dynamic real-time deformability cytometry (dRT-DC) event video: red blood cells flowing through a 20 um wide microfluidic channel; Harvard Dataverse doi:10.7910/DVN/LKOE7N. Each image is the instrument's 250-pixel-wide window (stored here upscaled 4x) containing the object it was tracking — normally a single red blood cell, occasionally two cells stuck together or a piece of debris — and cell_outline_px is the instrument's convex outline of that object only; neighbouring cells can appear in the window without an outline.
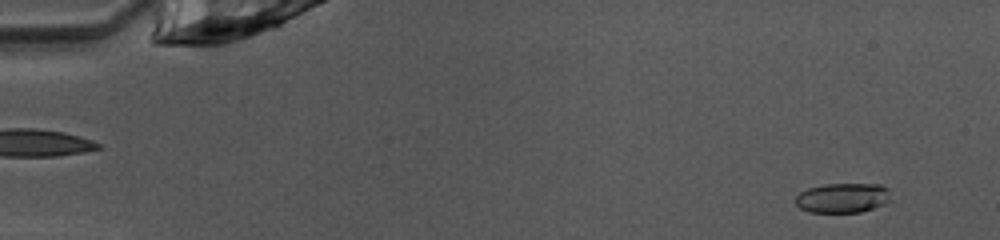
{"species": "common noctule bat (a hibernating species)", "species_latin": "Nyctalus noctula", "temperature_condition": "warm", "stored_images_in_passage": 8, "camera_frame_rate_fps": 3000, "um_per_image_px": 0.085, "animal": {"sex": "female", "body_mass_g": 10.0, "forearm_length_mm": 53.1}, "frame": {"image": 1, "passage_image": 4, "time_ms": 1.0, "image_size_px": [1000, 240], "cell_outline_px": [[892, 200], [884, 204], [860, 212], [808, 212], [800, 208], [796, 204], [796, 196], [800, 192], [808, 188], [824, 184], [880, 184], [888, 188]], "centroid_in_image_um": [71.64, 16.81], "position_along_channel_um": 13.4, "area_um2": 16.59}}